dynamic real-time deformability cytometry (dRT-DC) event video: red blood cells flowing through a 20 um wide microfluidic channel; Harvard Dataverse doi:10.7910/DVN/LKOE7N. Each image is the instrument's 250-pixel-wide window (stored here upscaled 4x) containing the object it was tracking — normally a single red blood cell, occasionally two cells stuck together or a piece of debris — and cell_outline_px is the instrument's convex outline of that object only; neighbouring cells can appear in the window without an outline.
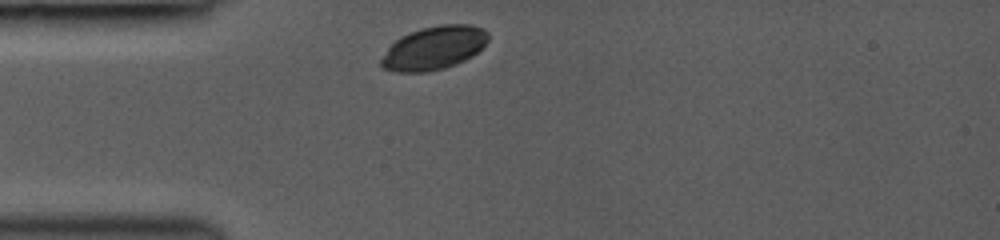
{"species": "common noctule bat (a hibernating species)", "species_latin": "Nyctalus noctula", "temperature_condition": "room temperature", "stored_images_in_passage": 3, "camera_frame_rate_fps": 3000, "um_per_image_px": 0.085, "animal": {"sex": "female", "body_mass_g": 19.0, "forearm_length_mm": 53.3}, "frame": {"image": 1, "passage_image": 1, "time_ms": 0.0, "image_size_px": [1000, 240], "cell_outline_px": [[488, 40], [472, 56], [456, 64], [444, 68], [424, 72], [396, 72], [384, 68], [380, 64], [380, 60], [388, 48], [400, 36], [408, 32], [420, 28], [440, 24], [468, 24], [484, 28], [488, 32]], "centroid_in_image_um": [36.88, 4.06], "position_along_channel_um": 48.1, "area_um2": 27.05}}
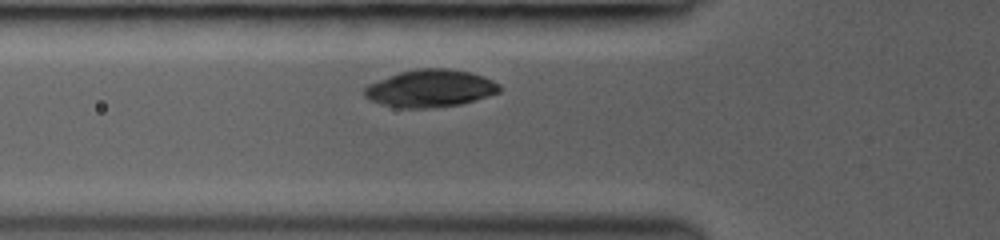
{"frame": {"image": 2, "passage_image": 3, "time_ms": 1.333, "image_size_px": [1000, 240], "cell_outline_px": [[500, 92], [488, 96], [460, 104], [432, 108], [396, 108], [380, 104], [364, 96], [364, 88], [368, 84], [400, 72], [416, 68], [448, 68], [468, 72], [484, 76], [500, 84]], "centroid_in_image_um": [36.57, 7.51], "position_along_channel_um": 89.2, "area_um2": 29.48}}